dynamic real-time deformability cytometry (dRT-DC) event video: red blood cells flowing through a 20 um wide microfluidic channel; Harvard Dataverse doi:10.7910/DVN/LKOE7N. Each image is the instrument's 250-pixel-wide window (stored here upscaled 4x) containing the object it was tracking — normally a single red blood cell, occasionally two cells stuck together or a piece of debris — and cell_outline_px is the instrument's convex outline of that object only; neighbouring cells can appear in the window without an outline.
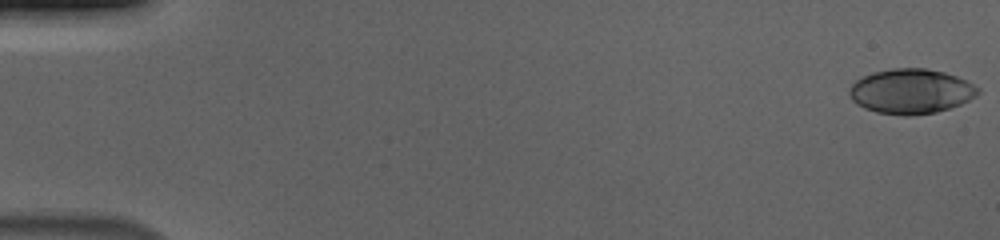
{"species": "human", "species_latin": "Homo sapiens", "temperature_condition": "cold", "stored_images_in_passage": 46, "camera_frame_rate_fps": 3000, "um_per_image_px": 0.085, "donor": {"sex": "male"}, "frame": {"image": 1, "passage_image": 1, "time_ms": 0.0, "image_size_px": [1000, 240], "cell_outline_px": [[980, 92], [976, 96], [960, 104], [936, 112], [908, 116], [904, 116], [876, 112], [864, 108], [856, 104], [852, 100], [848, 92], [848, 88], [856, 80], [872, 72], [892, 68], [924, 68], [944, 72], [956, 76], [980, 88]], "centroid_in_image_um": [77.4, 7.76], "position_along_channel_um": 7.6, "area_um2": 33.64}}
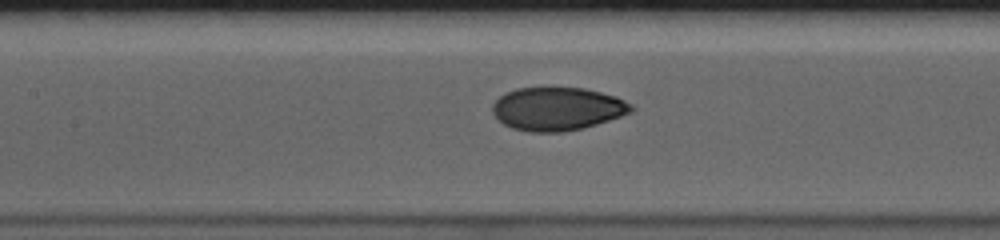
{"frame": {"image": 2, "passage_image": 27, "time_ms": 8.667, "image_size_px": [1000, 240], "cell_outline_px": [[632, 112], [584, 128], [564, 132], [528, 132], [512, 128], [504, 124], [492, 112], [492, 104], [500, 96], [516, 88], [584, 88], [616, 96], [632, 104]], "centroid_in_image_um": [47.37, 9.26], "position_along_channel_um": 160.0, "area_um2": 34.8}}
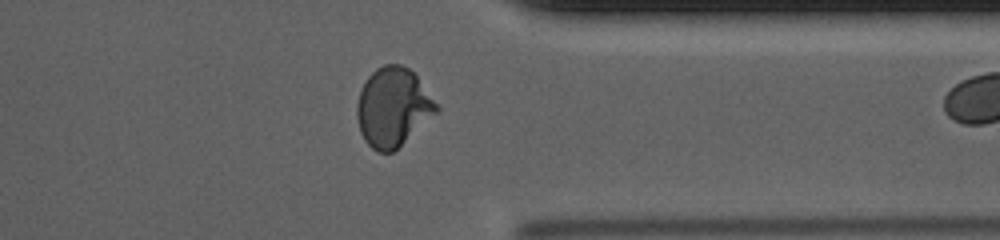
{"frame": {"image": 3, "passage_image": 45, "time_ms": 14.667, "image_size_px": [1000, 240], "cell_outline_px": [[440, 108], [436, 112], [392, 152], [376, 152], [364, 140], [360, 132], [356, 116], [356, 104], [360, 92], [368, 76], [376, 68], [384, 64], [400, 64], [408, 68], [416, 76]], "centroid_in_image_um": [33.35, 9.1], "position_along_channel_um": 378.0, "area_um2": 35.89}}